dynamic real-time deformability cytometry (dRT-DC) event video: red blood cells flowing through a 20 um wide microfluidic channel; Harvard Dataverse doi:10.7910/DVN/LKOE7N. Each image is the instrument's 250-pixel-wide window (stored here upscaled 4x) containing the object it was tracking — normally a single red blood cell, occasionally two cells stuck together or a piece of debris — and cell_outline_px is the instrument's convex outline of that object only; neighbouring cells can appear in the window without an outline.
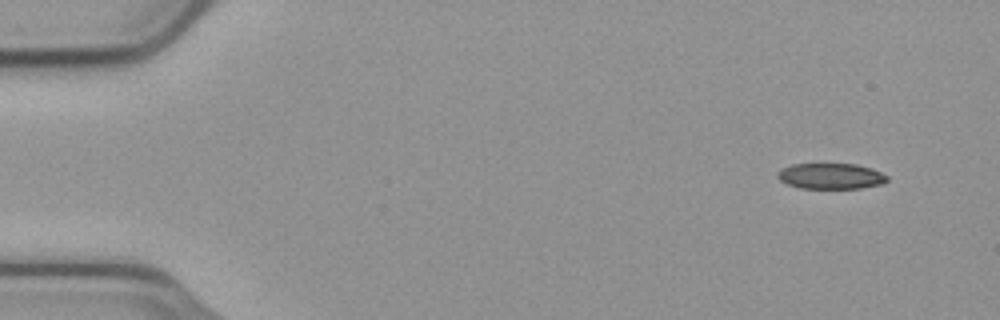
{"species": "common noctule bat (a hibernating species)", "species_latin": "Nyctalus noctula", "temperature_condition": "cold", "stored_images_in_passage": 52, "camera_frame_rate_fps": 3000, "um_per_image_px": 0.085, "animal": {"sex": "male", "body_mass_g": 23.1, "forearm_length_mm": 52.7}, "frame": {"image": 1, "passage_image": 1, "time_ms": 0.0, "image_size_px": [1000, 320], "cell_outline_px": [[888, 180], [880, 184], [860, 188], [800, 188], [788, 184], [780, 180], [776, 176], [776, 172], [780, 168], [792, 164], [856, 164], [872, 168], [888, 176]], "centroid_in_image_um": [70.58, 14.96], "position_along_channel_um": 14.4, "area_um2": 16.47}}
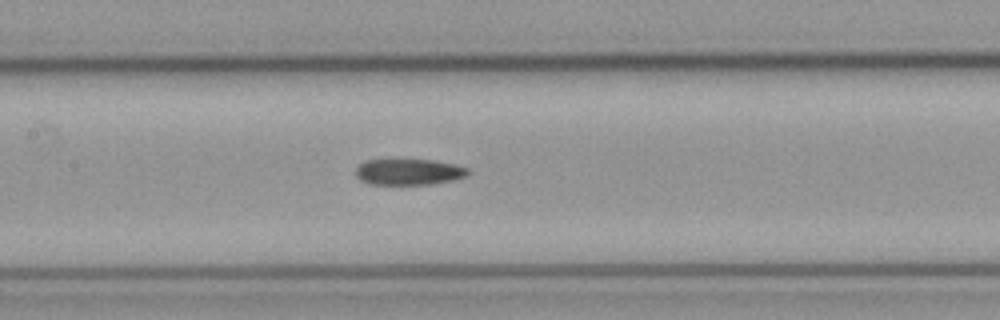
{"frame": {"image": 2, "passage_image": 23, "time_ms": 7.333, "image_size_px": [1000, 320], "cell_outline_px": [[468, 172], [464, 176], [452, 180], [432, 184], [368, 184], [360, 180], [356, 176], [356, 168], [364, 160], [432, 160], [452, 164], [468, 168]], "centroid_in_image_um": [34.69, 14.61], "position_along_channel_um": 172.7, "area_um2": 16.82}}
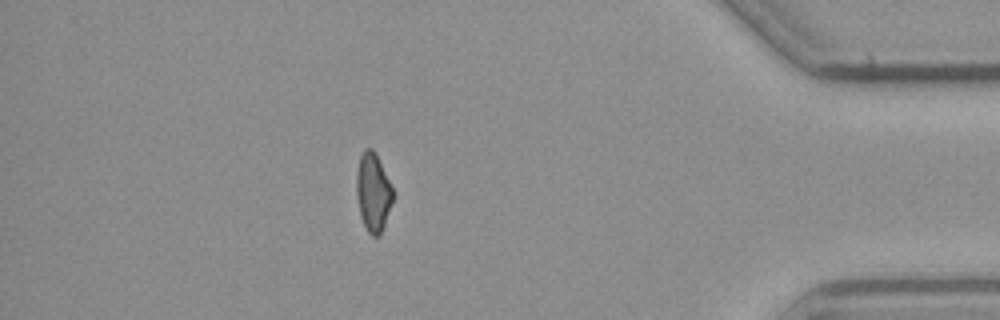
{"frame": {"image": 3, "passage_image": 45, "time_ms": 14.667, "image_size_px": [1000, 320], "cell_outline_px": [[392, 200], [380, 236], [372, 236], [368, 232], [360, 216], [356, 196], [356, 172], [360, 156], [364, 148], [372, 148], [376, 152], [392, 188]], "centroid_in_image_um": [31.68, 16.31], "position_along_channel_um": 403.5, "area_um2": 16.53}, "authors_computed_cell_mechanics": {"area_um2": 17.8891, "velocity_mm_per_s": 3.7523, "shape_relaxation_time_tau1_ms": 11.0028, "shape_relaxation_time_tau2_ms": 7.2105, "deformation_change_tau1": 0.1965, "deformation_change_tau2": 0.1425}}